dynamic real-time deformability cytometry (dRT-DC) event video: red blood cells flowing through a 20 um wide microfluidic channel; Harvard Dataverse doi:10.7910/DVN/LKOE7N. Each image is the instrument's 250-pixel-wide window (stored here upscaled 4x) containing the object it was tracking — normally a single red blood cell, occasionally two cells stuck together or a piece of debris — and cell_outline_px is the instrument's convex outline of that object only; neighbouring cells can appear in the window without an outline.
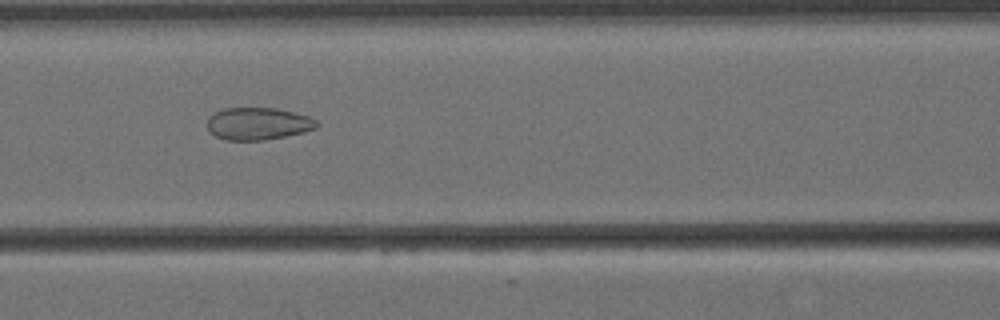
{"species": "Egyptian fruit bat (a non-hibernating species)", "species_latin": "Rousettus aegyptiacus", "temperature_condition": "cold", "stored_images_in_passage": 10, "camera_frame_rate_fps": 3000, "um_per_image_px": 0.085, "animal": {"sex": "female"}, "frame": {"image": 1, "passage_image": 7, "time_ms": 2.0, "image_size_px": [1000, 320], "cell_outline_px": [[320, 124], [316, 128], [304, 132], [264, 140], [228, 140], [216, 136], [208, 128], [208, 116], [224, 108], [276, 108], [308, 116], [316, 120]], "centroid_in_image_um": [21.95, 10.51], "position_along_channel_um": 144.7, "area_um2": 20.46}}
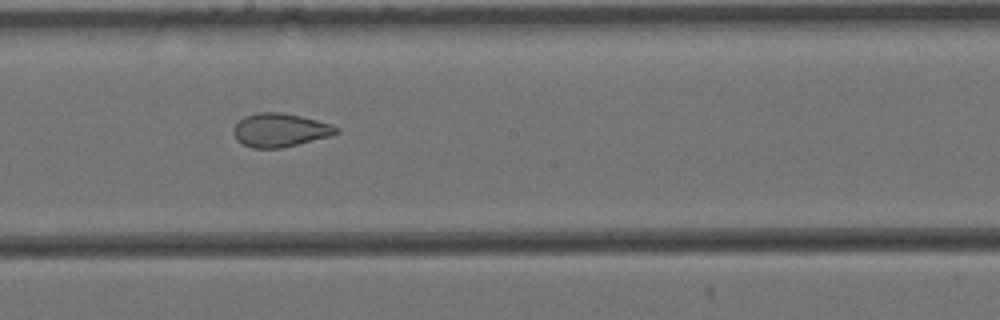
{"frame": {"image": 2, "passage_image": 9, "time_ms": 2.667, "image_size_px": [1000, 320], "cell_outline_px": [[340, 132], [328, 136], [280, 148], [252, 148], [236, 140], [232, 132], [232, 128], [244, 116], [256, 112], [280, 112], [300, 116], [332, 124], [340, 128]], "centroid_in_image_um": [23.77, 11.05], "position_along_channel_um": 224.4, "area_um2": 20.0}}
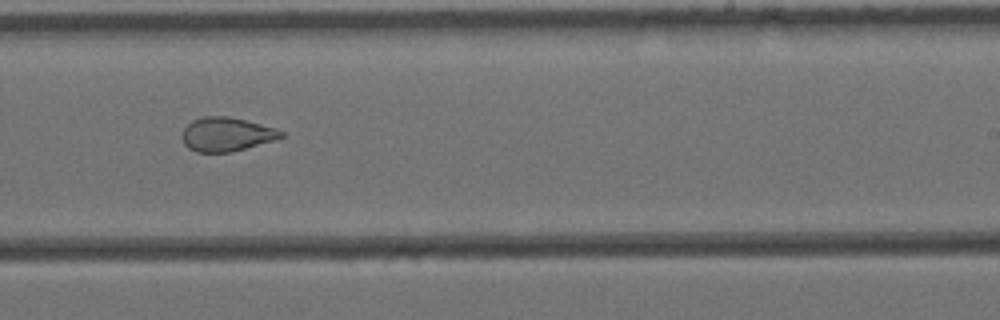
{"frame": {"image": 3, "passage_image": 10, "time_ms": 3.0, "image_size_px": [1000, 320], "cell_outline_px": [[284, 136], [276, 140], [232, 152], [196, 152], [188, 148], [184, 144], [180, 136], [184, 128], [192, 120], [204, 116], [228, 116], [276, 128], [284, 132]], "centroid_in_image_um": [19.24, 11.42], "position_along_channel_um": 269.8, "area_um2": 19.71}}